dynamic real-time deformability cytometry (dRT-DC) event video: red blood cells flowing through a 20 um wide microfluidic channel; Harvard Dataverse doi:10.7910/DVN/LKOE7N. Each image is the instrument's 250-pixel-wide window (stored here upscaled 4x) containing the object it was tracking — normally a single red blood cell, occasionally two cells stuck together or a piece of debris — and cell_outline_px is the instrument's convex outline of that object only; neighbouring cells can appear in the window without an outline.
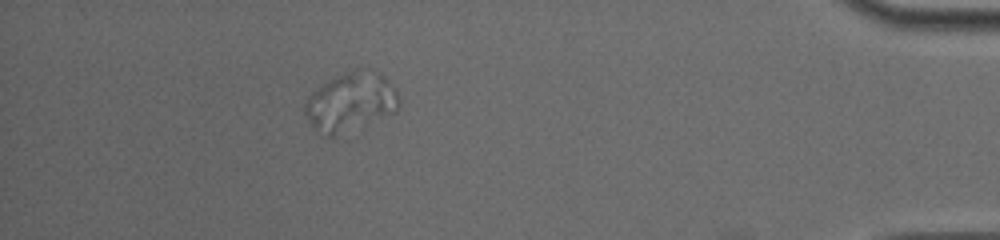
{"species": "common noctule bat (a hibernating species)", "species_latin": "Nyctalus noctula", "temperature_condition": "cold", "stored_images_in_passage": 40, "camera_frame_rate_fps": 3000, "um_per_image_px": 0.085, "animal": {"sex": "male", "body_mass_g": 19.0, "forearm_length_mm": 50.8}, "frame": {"image": 1, "passage_image": 35, "time_ms": 11.333, "image_size_px": [1000, 240], "cell_outline_px": [[400, 104], [396, 112], [364, 116], [348, 112], [348, 104], [376, 76], [384, 76], [396, 92], [400, 100]], "centroid_in_image_um": [31.91, 8.41], "position_along_channel_um": 403.3, "area_um2": 10.0}}